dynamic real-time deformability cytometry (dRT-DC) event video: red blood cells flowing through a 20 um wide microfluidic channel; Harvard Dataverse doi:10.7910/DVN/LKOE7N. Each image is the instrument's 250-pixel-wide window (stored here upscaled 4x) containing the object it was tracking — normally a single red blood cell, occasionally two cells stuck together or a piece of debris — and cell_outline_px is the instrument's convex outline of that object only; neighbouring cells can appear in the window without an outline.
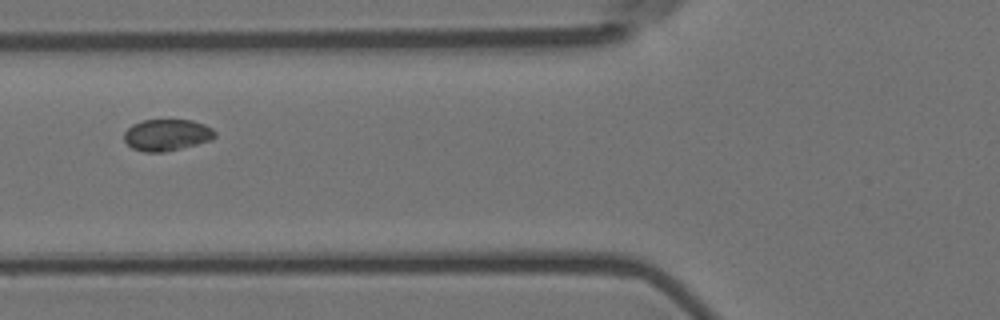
{"species": "Egyptian fruit bat (a non-hibernating species)", "species_latin": "Rousettus aegyptiacus", "temperature_condition": "room temperature", "stored_images_in_passage": 4, "camera_frame_rate_fps": 3000, "um_per_image_px": 0.085, "animal": {"sex": "female"}, "frame": {"image": 1, "passage_image": 2, "time_ms": 0.333, "image_size_px": [1000, 320], "cell_outline_px": [[216, 136], [212, 140], [164, 152], [144, 152], [132, 148], [124, 140], [124, 132], [132, 124], [144, 120], [192, 120], [204, 124], [212, 128], [216, 132]], "centroid_in_image_um": [14.19, 11.47], "position_along_channel_um": 111.6, "area_um2": 16.7}}
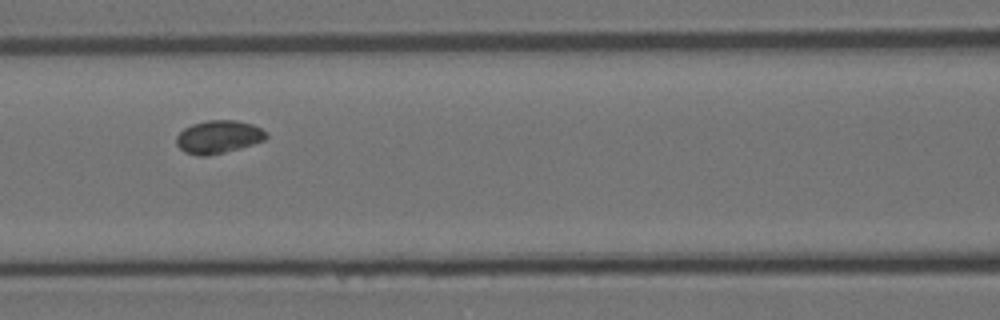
{"frame": {"image": 2, "passage_image": 3, "time_ms": 0.667, "image_size_px": [1000, 320], "cell_outline_px": [[268, 136], [264, 140], [240, 148], [208, 156], [196, 156], [184, 152], [176, 144], [176, 136], [184, 128], [192, 124], [208, 120], [236, 120], [252, 124], [268, 132]], "centroid_in_image_um": [18.55, 11.64], "position_along_channel_um": 148.0, "area_um2": 17.34}}
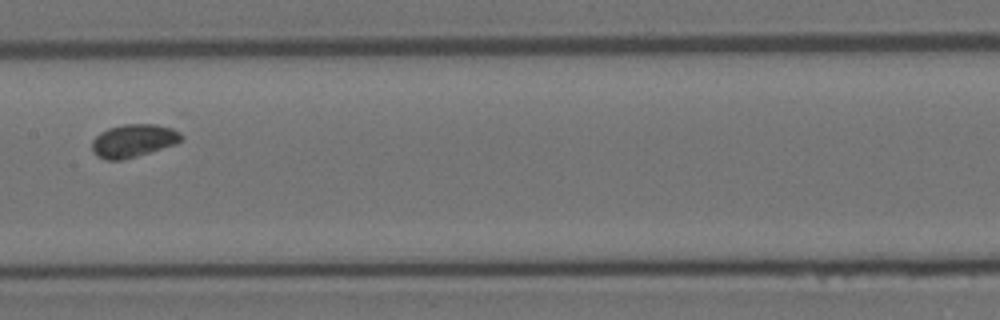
{"frame": {"image": 3, "passage_image": 4, "time_ms": 1.0, "image_size_px": [1000, 320], "cell_outline_px": [[184, 140], [176, 144], [124, 160], [104, 160], [96, 156], [92, 152], [92, 140], [100, 132], [108, 128], [124, 124], [156, 124], [172, 128], [180, 132], [184, 136]], "centroid_in_image_um": [11.34, 11.96], "position_along_channel_um": 196.1, "area_um2": 17.46}}